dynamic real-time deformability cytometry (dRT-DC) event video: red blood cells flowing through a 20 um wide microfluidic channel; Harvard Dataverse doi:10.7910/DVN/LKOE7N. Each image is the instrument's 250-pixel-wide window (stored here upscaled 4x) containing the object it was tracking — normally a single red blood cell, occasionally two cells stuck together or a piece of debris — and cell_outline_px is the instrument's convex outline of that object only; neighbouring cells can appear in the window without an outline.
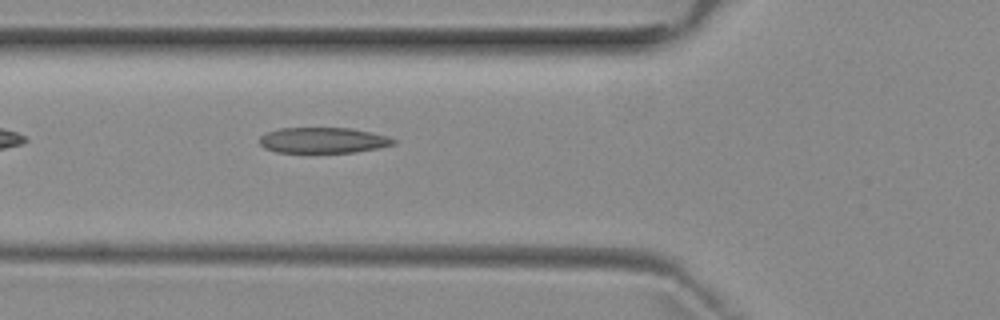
{"species": "common noctule bat (a hibernating species)", "species_latin": "Nyctalus noctula", "temperature_condition": "room temperature", "stored_images_in_passage": 5, "camera_frame_rate_fps": 3000, "um_per_image_px": 0.085, "animal": {"sex": "female", "body_mass_g": 29.2, "forearm_length_mm": 56.3}, "frame": {"image": 1, "passage_image": 5, "time_ms": 5.333, "image_size_px": [1000, 320], "cell_outline_px": [[396, 144], [380, 148], [356, 152], [276, 152], [264, 148], [260, 144], [260, 136], [268, 132], [280, 128], [352, 128], [372, 132], [388, 136], [396, 140]], "centroid_in_image_um": [27.51, 11.92], "position_along_channel_um": 98.3, "area_um2": 20.11}}